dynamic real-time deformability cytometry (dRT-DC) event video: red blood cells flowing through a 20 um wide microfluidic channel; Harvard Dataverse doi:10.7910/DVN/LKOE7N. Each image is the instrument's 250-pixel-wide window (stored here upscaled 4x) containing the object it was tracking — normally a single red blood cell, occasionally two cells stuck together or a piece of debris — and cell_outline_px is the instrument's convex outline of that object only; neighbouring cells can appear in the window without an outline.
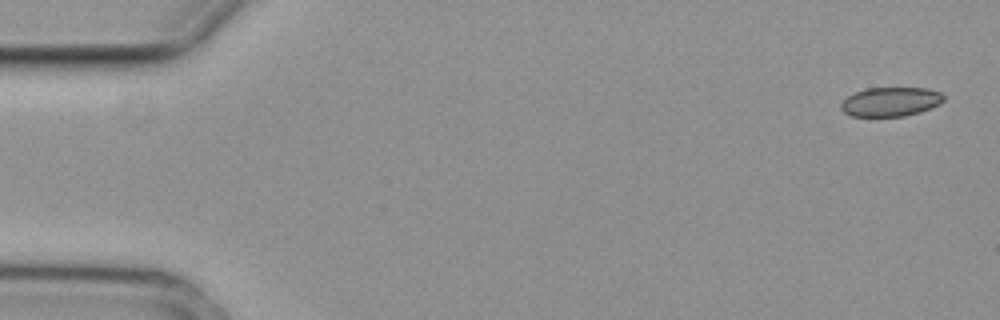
{"species": "common noctule bat (a hibernating species)", "species_latin": "Nyctalus noctula", "temperature_condition": "cold", "stored_images_in_passage": 5, "camera_frame_rate_fps": 3000, "um_per_image_px": 0.085, "animal": {"sex": "female", "body_mass_g": 29.2, "forearm_length_mm": 56.3}, "frame": {"image": 1, "passage_image": 1, "time_ms": 0.0, "image_size_px": [1000, 320], "cell_outline_px": [[944, 100], [940, 104], [920, 112], [904, 116], [852, 116], [844, 112], [840, 108], [840, 104], [848, 96], [856, 92], [868, 88], [928, 88], [940, 92], [944, 96]], "centroid_in_image_um": [75.72, 8.65], "position_along_channel_um": 9.3, "area_um2": 17.4}}